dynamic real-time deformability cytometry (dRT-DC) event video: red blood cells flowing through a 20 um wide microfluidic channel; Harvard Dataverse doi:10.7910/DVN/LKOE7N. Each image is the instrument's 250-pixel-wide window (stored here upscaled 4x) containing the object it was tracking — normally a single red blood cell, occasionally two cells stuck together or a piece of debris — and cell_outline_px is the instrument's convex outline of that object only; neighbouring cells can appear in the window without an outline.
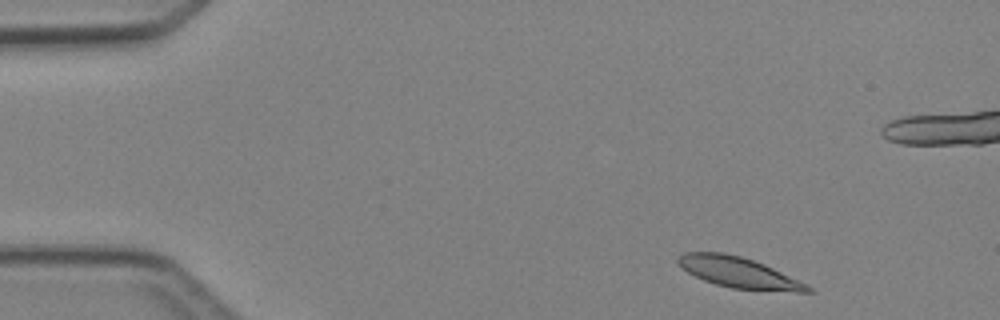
{"species": "Egyptian fruit bat (a non-hibernating species)", "species_latin": "Rousettus aegyptiacus", "temperature_condition": "cold", "stored_images_in_passage": 5, "camera_frame_rate_fps": 3000, "um_per_image_px": 0.085, "animal": {"sex": "female"}, "frame": {"image": 1, "passage_image": 1, "time_ms": 0.0, "image_size_px": [1000, 320], "cell_outline_px": [[816, 292], [796, 292], [732, 288], [716, 284], [704, 280], [688, 272], [676, 260], [684, 252], [724, 252], [740, 256], [764, 264], [808, 284]], "centroid_in_image_um": [62.84, 23.17], "position_along_channel_um": 22.2, "area_um2": 22.95}}
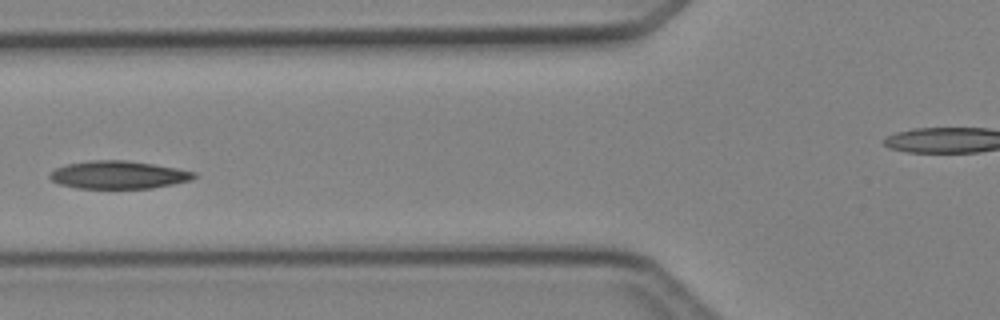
{"frame": {"image": 2, "passage_image": 4, "time_ms": 4.333, "image_size_px": [1000, 320], "cell_outline_px": [[200, 176], [192, 180], [152, 188], [76, 188], [60, 184], [52, 180], [48, 176], [56, 168], [68, 164], [88, 160], [128, 160], [176, 168], [196, 172]], "centroid_in_image_um": [10.11, 14.86], "position_along_channel_um": 115.7, "area_um2": 23.41}}
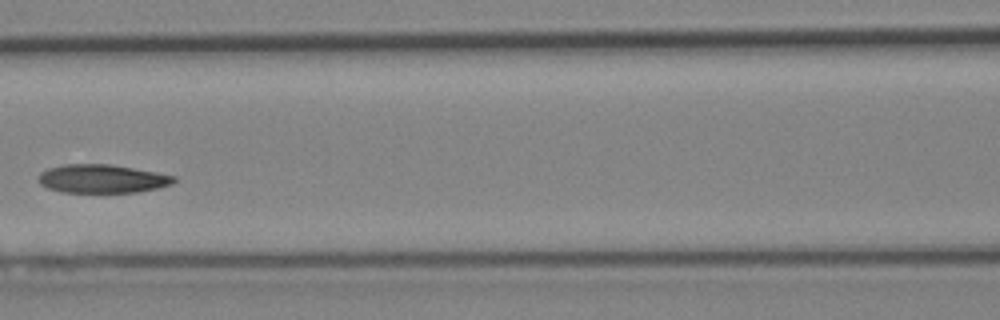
{"frame": {"image": 3, "passage_image": 5, "time_ms": 5.333, "image_size_px": [1000, 320], "cell_outline_px": [[176, 180], [172, 184], [160, 188], [140, 192], [60, 192], [48, 188], [40, 184], [40, 172], [48, 168], [64, 164], [108, 164], [156, 172], [176, 176]], "centroid_in_image_um": [8.71, 15.2], "position_along_channel_um": 157.9, "area_um2": 22.48}}